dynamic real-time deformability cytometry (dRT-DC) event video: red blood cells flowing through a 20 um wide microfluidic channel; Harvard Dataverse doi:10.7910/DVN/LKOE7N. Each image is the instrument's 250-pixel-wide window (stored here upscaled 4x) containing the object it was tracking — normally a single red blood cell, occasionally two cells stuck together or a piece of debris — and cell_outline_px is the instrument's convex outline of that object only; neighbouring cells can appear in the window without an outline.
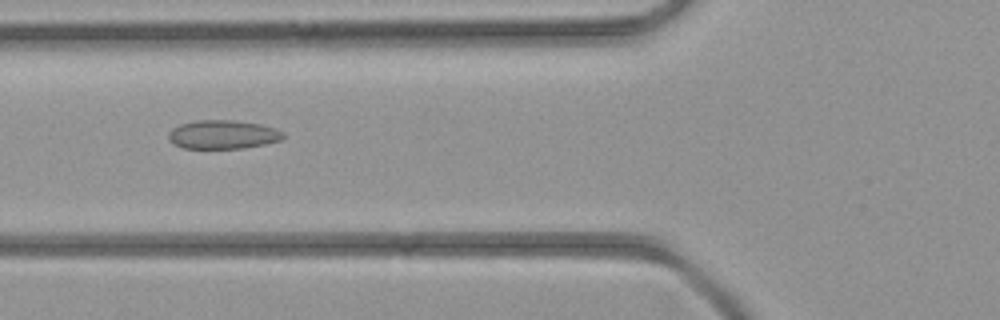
{"species": "common noctule bat (a hibernating species)", "species_latin": "Nyctalus noctula", "temperature_condition": "room temperature", "stored_images_in_passage": 28, "camera_frame_rate_fps": 3000, "um_per_image_px": 0.085, "animal": {"sex": "female", "body_mass_g": 21.9}, "frame": {"image": 1, "passage_image": 4, "time_ms": 1.0, "image_size_px": [1000, 320], "cell_outline_px": [[284, 140], [244, 148], [184, 148], [172, 144], [168, 140], [168, 132], [172, 128], [180, 124], [196, 120], [232, 120], [260, 124], [276, 128], [284, 132]], "centroid_in_image_um": [18.94, 11.43], "position_along_channel_um": 106.9, "area_um2": 19.42}}
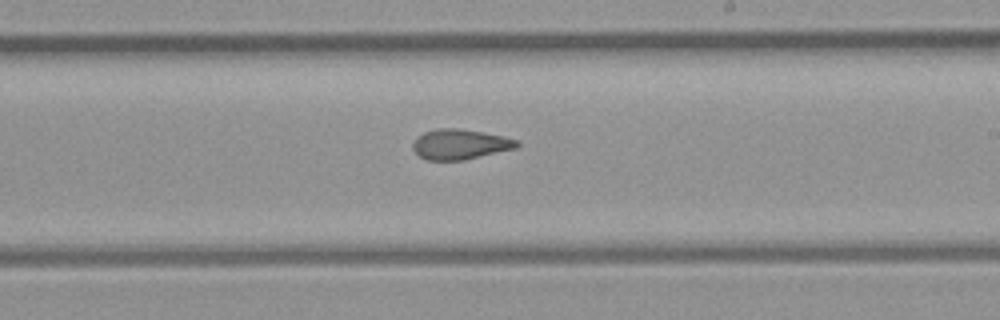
{"frame": {"image": 2, "passage_image": 13, "time_ms": 4.0, "image_size_px": [1000, 320], "cell_outline_px": [[520, 148], [464, 160], [428, 160], [420, 156], [412, 148], [412, 144], [416, 136], [424, 132], [436, 128], [456, 128], [484, 132], [504, 136], [516, 140], [520, 144]], "centroid_in_image_um": [39.13, 12.26], "position_along_channel_um": 249.9, "area_um2": 18.55}}
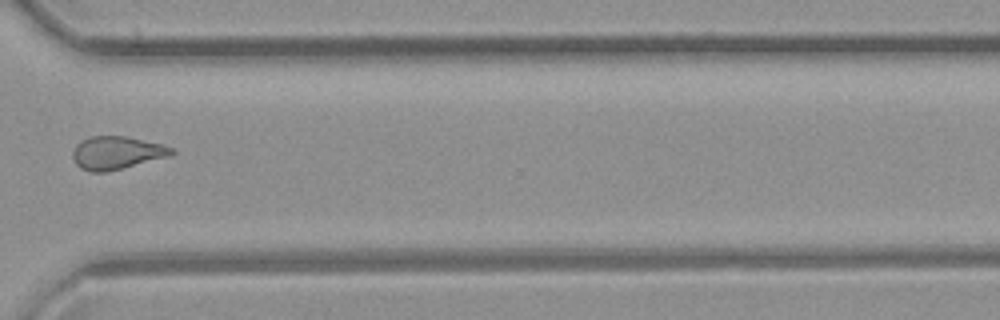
{"frame": {"image": 3, "passage_image": 20, "time_ms": 6.333, "image_size_px": [1000, 320], "cell_outline_px": [[176, 152], [172, 156], [104, 172], [92, 172], [80, 168], [76, 164], [72, 156], [72, 152], [76, 144], [80, 140], [92, 136], [124, 136], [164, 144], [172, 148]], "centroid_in_image_um": [9.93, 12.98], "position_along_channel_um": 360.7, "area_um2": 19.07}}